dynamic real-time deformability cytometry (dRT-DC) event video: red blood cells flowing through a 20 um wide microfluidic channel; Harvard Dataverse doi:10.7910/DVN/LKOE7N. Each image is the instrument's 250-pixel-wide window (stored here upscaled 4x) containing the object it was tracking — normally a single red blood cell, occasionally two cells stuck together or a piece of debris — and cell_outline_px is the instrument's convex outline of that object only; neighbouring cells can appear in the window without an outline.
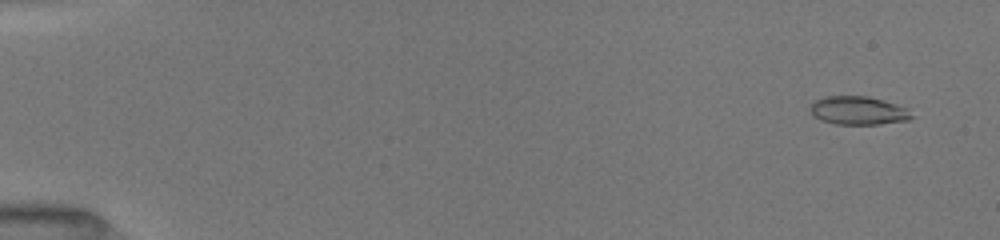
{"species": "common noctule bat (a hibernating species)", "species_latin": "Nyctalus noctula", "temperature_condition": "room temperature", "stored_images_in_passage": 23, "camera_frame_rate_fps": 3000, "um_per_image_px": 0.085, "animal": {"sex": "female", "body_mass_g": 19.5, "forearm_length_mm": 54.1}, "frame": {"image": 1, "passage_image": 2, "time_ms": 0.667, "image_size_px": [1000, 240], "cell_outline_px": [[912, 116], [908, 120], [880, 124], [836, 124], [820, 120], [812, 116], [808, 108], [816, 100], [824, 96], [868, 96], [884, 100], [908, 108]], "centroid_in_image_um": [72.92, 9.39], "position_along_channel_um": 12.1, "area_um2": 16.88}}
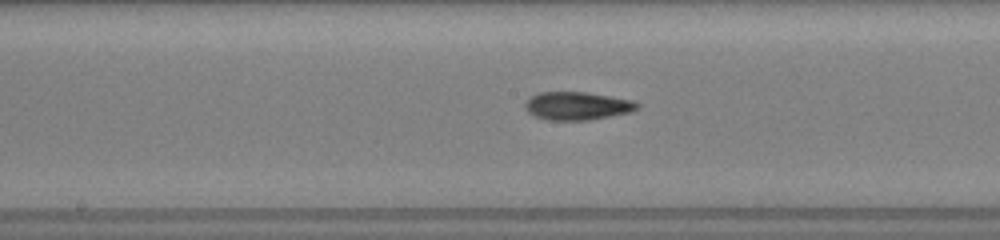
{"frame": {"image": 2, "passage_image": 14, "time_ms": 9.0, "image_size_px": [1000, 240], "cell_outline_px": [[640, 108], [628, 112], [588, 120], [548, 120], [536, 116], [528, 112], [524, 108], [524, 104], [532, 96], [540, 92], [588, 92], [632, 100], [640, 104]], "centroid_in_image_um": [49.06, 8.99], "position_along_channel_um": 199.1, "area_um2": 18.21}}
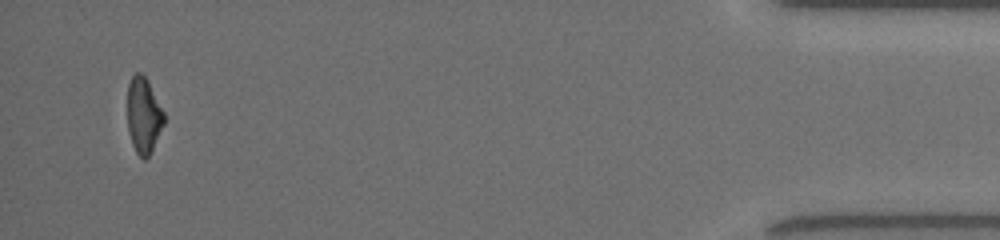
{"frame": {"image": 3, "passage_image": 23, "time_ms": 16.333, "image_size_px": [1000, 240], "cell_outline_px": [[164, 124], [148, 156], [144, 160], [136, 152], [132, 144], [128, 128], [128, 84], [132, 76], [136, 72], [140, 72], [148, 80], [164, 112]], "centroid_in_image_um": [12.2, 9.78], "position_along_channel_um": 423.0, "area_um2": 15.95}, "authors_computed_cell_mechanics": {"area_um2": 17.3978, "velocity_mm_per_s": 4.0259, "shape_relaxation_time_tau1_ms": 3.6184, "shape_relaxation_time_tau2_ms": 1.4522, "deformation_change_tau1": 0.1426, "deformation_change_tau2": 0.0778}}